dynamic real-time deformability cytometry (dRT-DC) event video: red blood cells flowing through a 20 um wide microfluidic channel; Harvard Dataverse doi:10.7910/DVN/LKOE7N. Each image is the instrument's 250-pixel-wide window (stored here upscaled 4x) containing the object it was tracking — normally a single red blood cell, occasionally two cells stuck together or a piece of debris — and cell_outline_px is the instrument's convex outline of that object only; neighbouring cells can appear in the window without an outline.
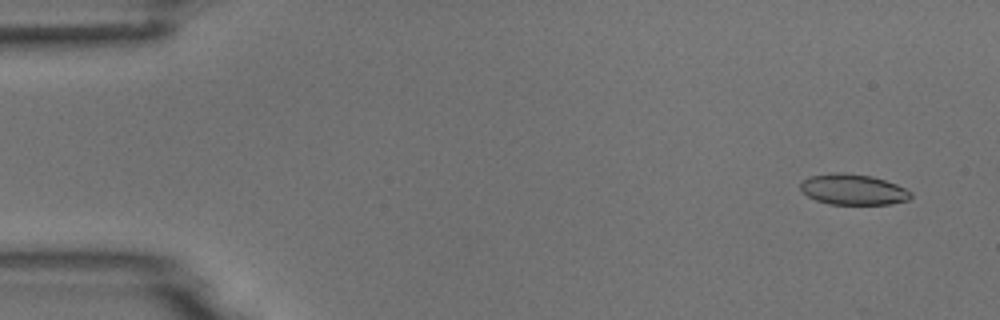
{"species": "common noctule bat (a hibernating species)", "species_latin": "Nyctalus noctula", "temperature_condition": "room temperature", "stored_images_in_passage": 6, "camera_frame_rate_fps": 3000, "um_per_image_px": 0.085, "animal": {"sex": "male", "body_mass_g": 18.8}, "frame": {"image": 1, "passage_image": 1, "time_ms": 0.0, "image_size_px": [1000, 320], "cell_outline_px": [[912, 196], [908, 200], [888, 204], [828, 204], [816, 200], [808, 196], [800, 188], [800, 180], [812, 176], [836, 172], [844, 172], [872, 176], [896, 184], [912, 192]], "centroid_in_image_um": [72.5, 16.1], "position_along_channel_um": 12.5, "area_um2": 19.71}}
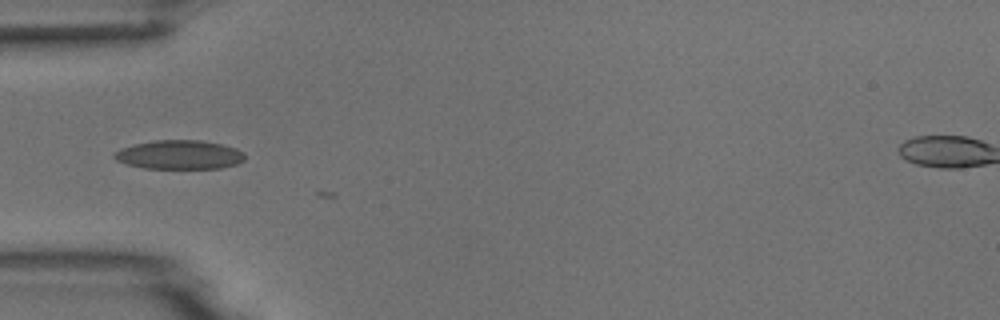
{"frame": {"image": 2, "passage_image": 5, "time_ms": 4.667, "image_size_px": [1000, 320], "cell_outline_px": [[244, 160], [236, 164], [220, 168], [144, 168], [128, 164], [116, 160], [112, 156], [112, 152], [120, 148], [152, 140], [200, 140], [220, 144], [236, 148], [244, 152]], "centroid_in_image_um": [15.22, 13.14], "position_along_channel_um": 69.8, "area_um2": 22.02}}